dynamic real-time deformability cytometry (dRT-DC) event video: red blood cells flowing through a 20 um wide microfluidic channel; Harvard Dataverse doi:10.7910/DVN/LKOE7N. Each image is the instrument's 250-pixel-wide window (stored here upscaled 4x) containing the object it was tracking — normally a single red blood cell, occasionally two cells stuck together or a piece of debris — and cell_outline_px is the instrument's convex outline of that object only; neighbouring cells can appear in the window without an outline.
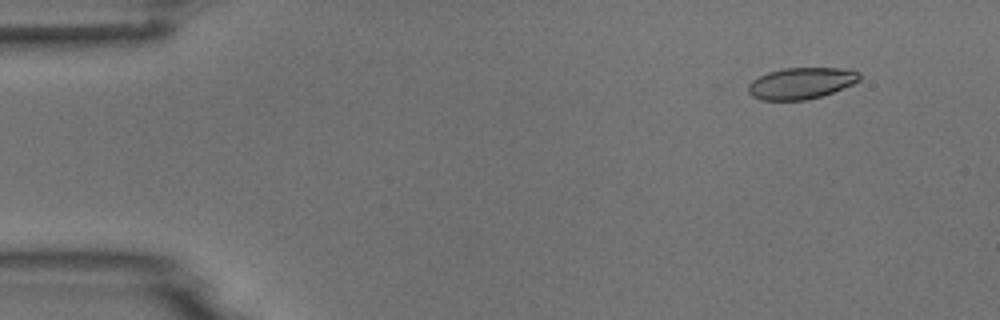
{"species": "common noctule bat (a hibernating species)", "species_latin": "Nyctalus noctula", "temperature_condition": "room temperature", "stored_images_in_passage": 6, "camera_frame_rate_fps": 3000, "um_per_image_px": 0.085, "animal": {"sex": "male", "body_mass_g": 18.8}, "frame": {"image": 1, "passage_image": 2, "time_ms": 1.333, "image_size_px": [1000, 320], "cell_outline_px": [[860, 80], [852, 84], [832, 92], [808, 100], [760, 100], [752, 96], [748, 92], [748, 84], [752, 80], [768, 72], [784, 68], [852, 68], [860, 72]], "centroid_in_image_um": [68.11, 7.07], "position_along_channel_um": 16.9, "area_um2": 20.46}}
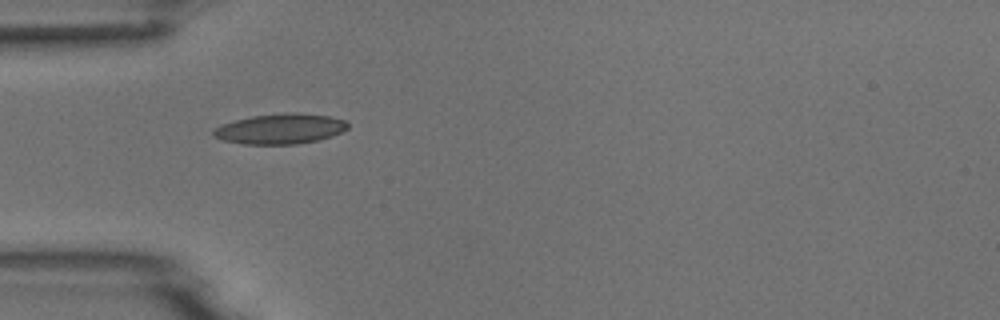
{"frame": {"image": 2, "passage_image": 5, "time_ms": 5.0, "image_size_px": [1000, 320], "cell_outline_px": [[348, 128], [332, 136], [316, 140], [296, 144], [244, 144], [224, 140], [212, 136], [212, 128], [220, 124], [252, 116], [296, 112], [300, 112], [328, 116], [344, 120], [348, 124]], "centroid_in_image_um": [23.78, 10.95], "position_along_channel_um": 61.2, "area_um2": 23.58}}